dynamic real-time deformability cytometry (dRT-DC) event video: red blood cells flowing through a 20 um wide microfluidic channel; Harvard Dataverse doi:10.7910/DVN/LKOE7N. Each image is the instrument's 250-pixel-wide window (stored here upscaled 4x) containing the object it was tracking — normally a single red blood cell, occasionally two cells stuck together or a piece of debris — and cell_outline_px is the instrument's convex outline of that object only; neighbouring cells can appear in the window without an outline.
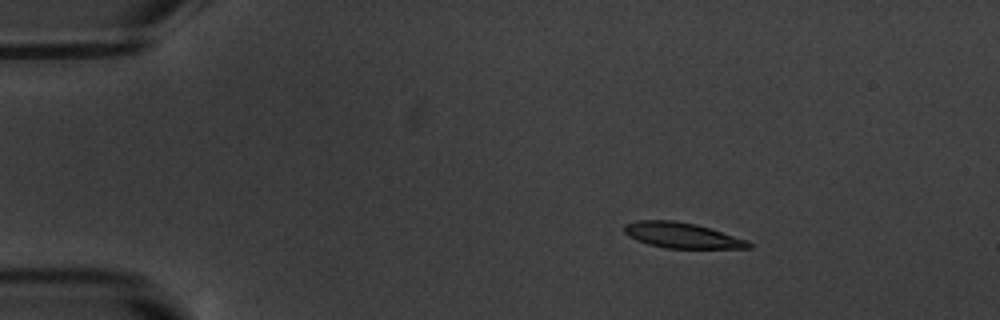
{"species": "common noctule bat (a hibernating species)", "species_latin": "Nyctalus noctula", "temperature_condition": "warm", "stored_images_in_passage": 6, "camera_frame_rate_fps": 3000, "um_per_image_px": 0.085, "animal": {"sex": "male", "body_mass_g": 20.1, "forearm_length_mm": 53.5}, "frame": {"image": 1, "passage_image": 2, "time_ms": 2.0, "image_size_px": [1000, 320], "cell_outline_px": [[752, 248], [664, 248], [648, 244], [636, 240], [628, 236], [624, 232], [624, 224], [636, 220], [676, 220], [696, 224], [748, 240], [752, 244]], "centroid_in_image_um": [57.94, 20.0], "position_along_channel_um": 27.1, "area_um2": 18.55}}
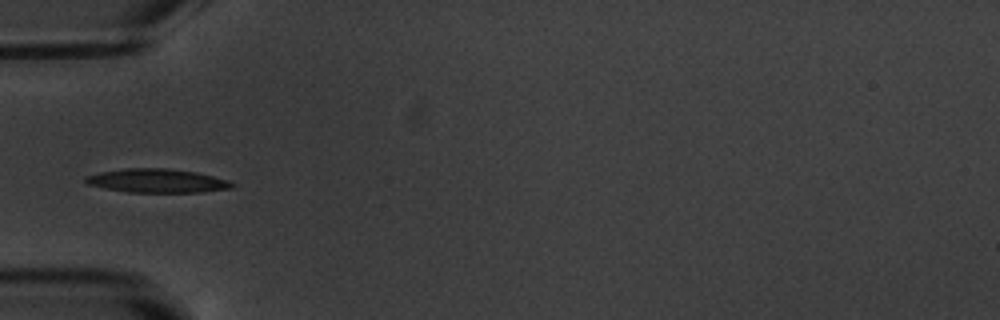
{"frame": {"image": 2, "passage_image": 5, "time_ms": 5.333, "image_size_px": [1000, 320], "cell_outline_px": [[236, 188], [204, 192], [128, 192], [88, 184], [84, 180], [84, 176], [100, 172], [124, 168], [168, 168], [196, 172], [228, 180], [236, 184]], "centroid_in_image_um": [13.41, 15.36], "position_along_channel_um": 71.6, "area_um2": 20.35}}